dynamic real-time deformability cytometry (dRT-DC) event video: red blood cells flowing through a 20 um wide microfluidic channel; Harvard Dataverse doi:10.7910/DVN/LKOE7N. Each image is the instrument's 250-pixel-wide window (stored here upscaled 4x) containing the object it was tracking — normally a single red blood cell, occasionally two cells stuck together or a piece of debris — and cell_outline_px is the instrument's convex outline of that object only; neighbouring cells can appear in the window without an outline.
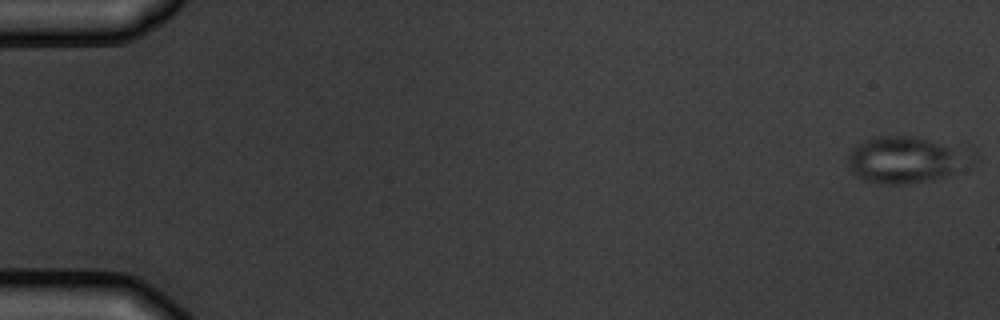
{"species": "common noctule bat (a hibernating species)", "species_latin": "Nyctalus noctula", "temperature_condition": "warm", "stored_images_in_passage": 4, "camera_frame_rate_fps": 3000, "um_per_image_px": 0.085, "animal": {"sex": "male", "body_mass_g": 19.5, "forearm_length_mm": 54.6}, "frame": {"image": 1, "passage_image": 1, "time_ms": 0.0, "image_size_px": [1000, 320], "cell_outline_px": [[980, 160], [972, 168], [932, 180], [904, 184], [876, 184], [864, 180], [856, 176], [848, 164], [848, 152], [852, 148], [872, 136], [912, 136], [972, 144], [976, 148]], "centroid_in_image_um": [77.31, 13.53], "position_along_channel_um": 7.7, "area_um2": 36.18}}